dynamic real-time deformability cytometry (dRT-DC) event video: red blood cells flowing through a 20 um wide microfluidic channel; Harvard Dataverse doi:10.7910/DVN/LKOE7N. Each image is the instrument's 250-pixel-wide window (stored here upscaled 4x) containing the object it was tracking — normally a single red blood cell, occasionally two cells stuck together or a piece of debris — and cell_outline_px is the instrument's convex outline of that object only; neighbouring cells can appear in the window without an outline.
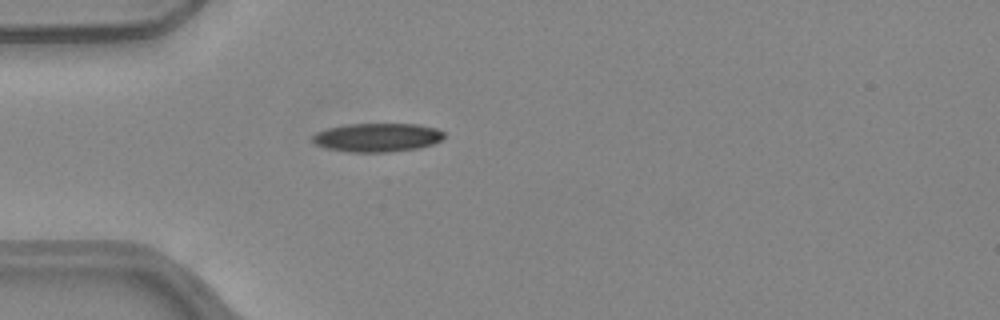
{"species": "common noctule bat (a hibernating species)", "species_latin": "Nyctalus noctula", "temperature_condition": "warm", "stored_images_in_passage": 37, "camera_frame_rate_fps": 3000, "um_per_image_px": 0.085, "animal": {"sex": "female", "body_mass_g": 24.6, "forearm_length_mm": 56.2}, "frame": {"image": 1, "passage_image": 1, "time_ms": 0.0, "image_size_px": [1000, 320], "cell_outline_px": [[444, 136], [440, 140], [432, 144], [420, 148], [388, 152], [348, 152], [324, 148], [316, 144], [312, 140], [312, 136], [316, 132], [328, 128], [348, 124], [416, 124], [436, 128], [444, 132]], "centroid_in_image_um": [32.05, 11.69], "position_along_channel_um": 52.9, "area_um2": 22.02}}
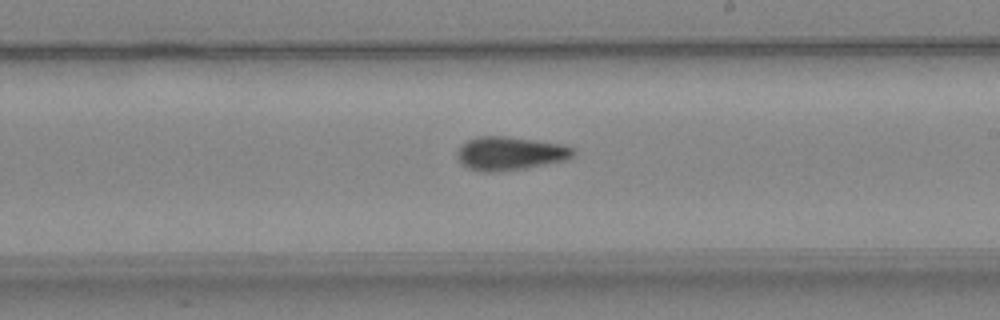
{"frame": {"image": 2, "passage_image": 16, "time_ms": 5.0, "image_size_px": [1000, 320], "cell_outline_px": [[576, 152], [568, 160], [524, 168], [492, 172], [480, 172], [468, 168], [460, 164], [456, 156], [456, 152], [468, 140], [480, 136], [504, 136], [536, 140], [564, 144], [576, 148]], "centroid_in_image_um": [43.38, 13.04], "position_along_channel_um": 245.6, "area_um2": 22.83}}
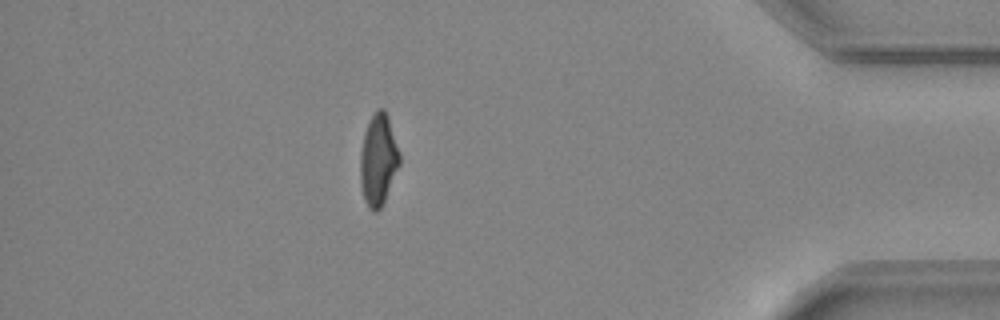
{"frame": {"image": 3, "passage_image": 31, "time_ms": 10.0, "image_size_px": [1000, 320], "cell_outline_px": [[400, 164], [384, 200], [380, 208], [376, 212], [372, 212], [368, 208], [364, 200], [360, 184], [360, 152], [364, 132], [368, 120], [376, 108], [384, 108], [388, 116], [400, 152]], "centroid_in_image_um": [32.14, 13.55], "position_along_channel_um": 403.1, "area_um2": 21.21}, "authors_computed_cell_mechanics": {"area_um2": 21.8484, "velocity_mm_per_s": 4.0288, "shape_relaxation_time_tau1_ms": 8.3375, "shape_relaxation_time_tau2_ms": 3.9301, "deformation_change_tau1": 0.222, "deformation_change_tau2": 0.11}}